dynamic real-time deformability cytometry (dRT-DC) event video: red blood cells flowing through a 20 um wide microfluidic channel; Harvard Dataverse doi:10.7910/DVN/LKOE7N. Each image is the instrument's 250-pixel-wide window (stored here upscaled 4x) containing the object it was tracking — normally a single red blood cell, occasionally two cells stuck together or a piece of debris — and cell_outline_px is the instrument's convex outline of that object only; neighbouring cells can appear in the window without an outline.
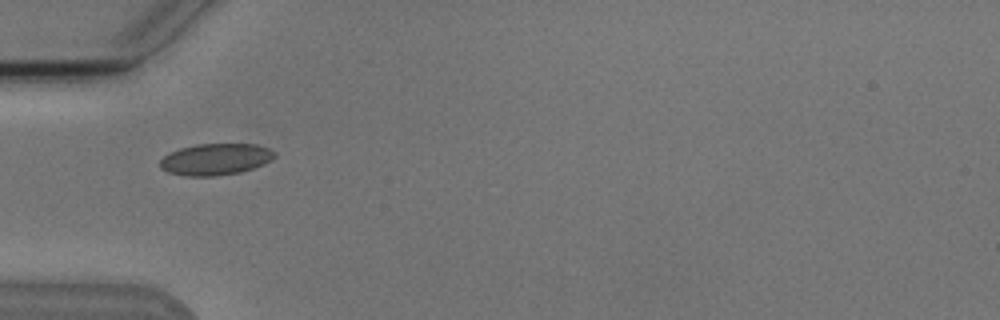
{"species": "Egyptian fruit bat (a non-hibernating species)", "species_latin": "Rousettus aegyptiacus", "temperature_condition": "cold", "stored_images_in_passage": 4, "camera_frame_rate_fps": 3000, "um_per_image_px": 0.085, "animal": {"sex": "male"}, "frame": {"image": 1, "passage_image": 2, "time_ms": 1.333, "image_size_px": [1000, 320], "cell_outline_px": [[276, 156], [272, 160], [264, 164], [240, 172], [212, 176], [188, 176], [168, 172], [160, 168], [160, 160], [164, 156], [180, 148], [196, 144], [256, 144], [268, 148], [276, 152]], "centroid_in_image_um": [18.34, 13.53], "position_along_channel_um": 66.7, "area_um2": 20.98}}
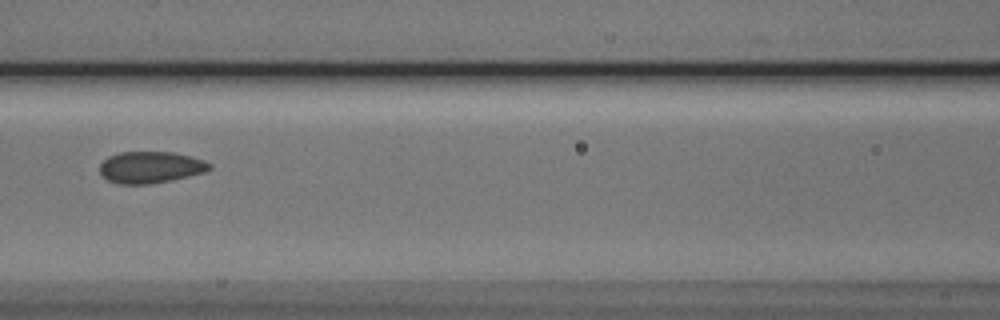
{"frame": {"image": 2, "passage_image": 4, "time_ms": 3.667, "image_size_px": [1000, 320], "cell_outline_px": [[212, 168], [204, 172], [188, 176], [148, 184], [120, 184], [108, 180], [100, 172], [100, 164], [108, 156], [120, 152], [172, 152], [204, 160], [212, 164]], "centroid_in_image_um": [12.79, 14.21], "position_along_channel_um": 153.8, "area_um2": 20.0}}